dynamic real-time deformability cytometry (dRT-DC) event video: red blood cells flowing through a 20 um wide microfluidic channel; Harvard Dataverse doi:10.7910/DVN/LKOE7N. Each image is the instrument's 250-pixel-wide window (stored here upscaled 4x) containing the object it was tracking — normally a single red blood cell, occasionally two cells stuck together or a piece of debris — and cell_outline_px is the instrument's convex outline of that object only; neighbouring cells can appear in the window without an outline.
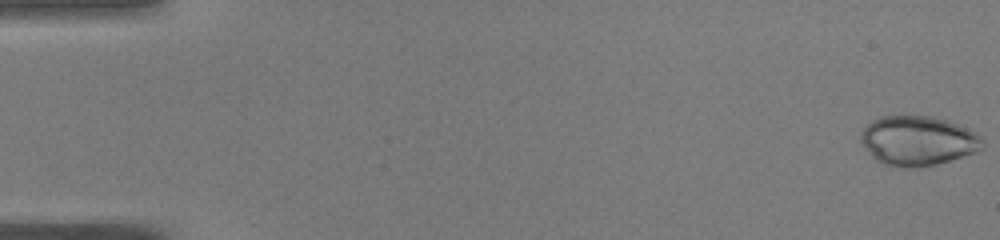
{"species": "common noctule bat (a hibernating species)", "species_latin": "Nyctalus noctula", "temperature_condition": "warm", "stored_images_in_passage": 50, "camera_frame_rate_fps": 3000, "um_per_image_px": 0.085, "animal": {"sex": "male", "body_mass_g": 19.0, "forearm_length_mm": 50.8}, "frame": {"image": 1, "passage_image": 1, "time_ms": 0.0, "image_size_px": [1000, 240], "cell_outline_px": [[984, 148], [976, 152], [936, 164], [912, 168], [892, 168], [876, 160], [872, 156], [860, 140], [860, 132], [872, 120], [880, 116], [932, 116], [956, 124], [976, 132], [984, 140]], "centroid_in_image_um": [78.01, 11.97], "position_along_channel_um": 7.0, "area_um2": 35.26}}
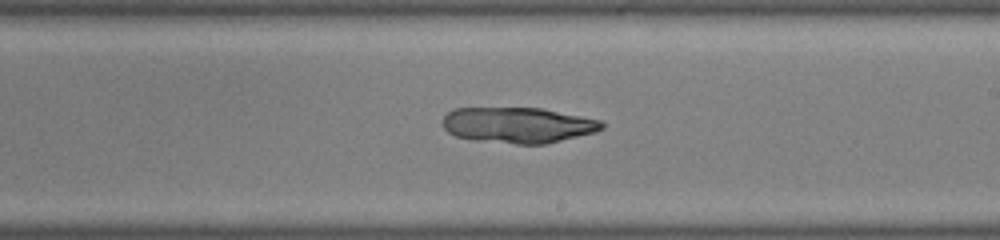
{"frame": {"image": 2, "passage_image": 30, "time_ms": 9.667, "image_size_px": [1000, 240], "cell_outline_px": [[604, 128], [596, 132], [544, 144], [516, 144], [476, 140], [456, 136], [448, 132], [444, 128], [444, 116], [448, 112], [456, 108], [544, 108], [600, 120], [604, 124]], "centroid_in_image_um": [44.05, 10.63], "position_along_channel_um": 244.9, "area_um2": 33.0}}
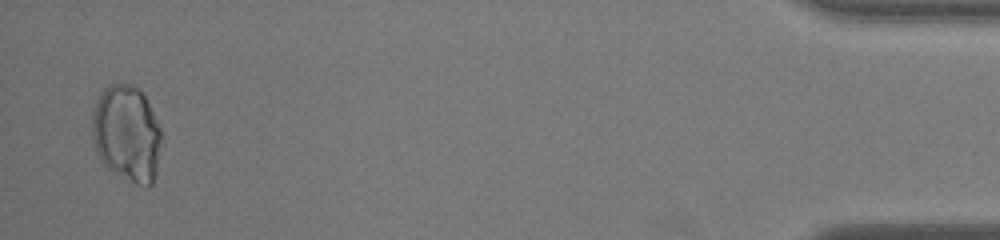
{"frame": {"image": 3, "passage_image": 49, "time_ms": 16.0, "image_size_px": [1000, 240], "cell_outline_px": [[164, 136], [156, 172], [152, 184], [148, 188], [136, 184], [108, 168], [100, 160], [96, 152], [92, 140], [92, 112], [96, 100], [100, 92], [108, 84], [128, 84], [136, 88], [144, 96]], "centroid_in_image_um": [10.77, 11.37], "position_along_channel_um": 424.4, "area_um2": 39.25}}